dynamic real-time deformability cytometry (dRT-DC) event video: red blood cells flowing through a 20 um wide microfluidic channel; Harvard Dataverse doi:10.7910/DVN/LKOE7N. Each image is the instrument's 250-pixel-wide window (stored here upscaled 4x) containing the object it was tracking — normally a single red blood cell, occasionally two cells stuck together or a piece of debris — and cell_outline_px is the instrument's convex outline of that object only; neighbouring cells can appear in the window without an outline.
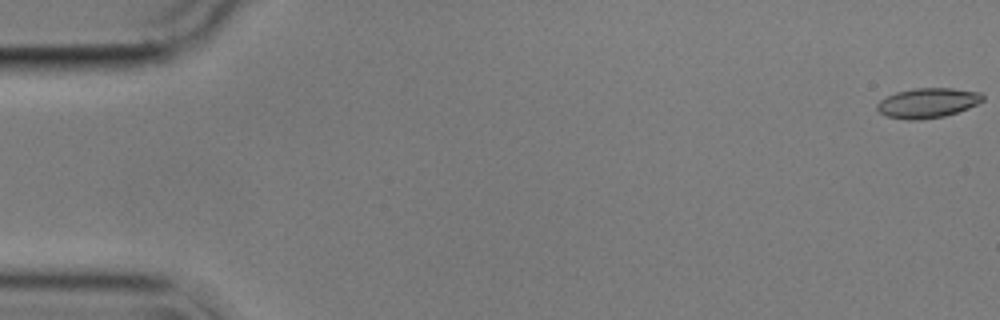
{"species": "common noctule bat (a hibernating species)", "species_latin": "Nyctalus noctula", "temperature_condition": "cold", "stored_images_in_passage": 57, "camera_frame_rate_fps": 3000, "um_per_image_px": 0.085, "animal": {"sex": "male", "body_mass_g": 17.9}, "frame": {"image": 1, "passage_image": 1, "time_ms": 0.0, "image_size_px": [1000, 320], "cell_outline_px": [[984, 100], [968, 108], [944, 116], [920, 120], [908, 120], [888, 116], [880, 112], [876, 108], [876, 104], [880, 100], [896, 92], [916, 88], [952, 88], [980, 92], [984, 96]], "centroid_in_image_um": [78.85, 8.74], "position_along_channel_um": 6.1, "area_um2": 18.26}}
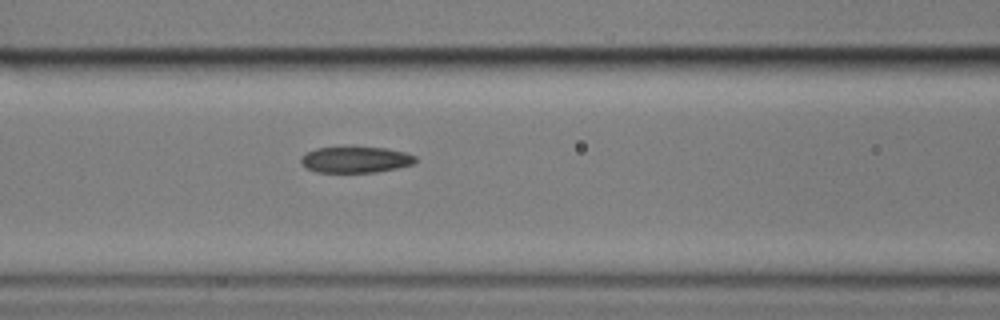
{"frame": {"image": 2, "passage_image": 24, "time_ms": 7.667, "image_size_px": [1000, 320], "cell_outline_px": [[416, 164], [376, 172], [316, 172], [308, 168], [300, 160], [300, 156], [316, 148], [388, 148], [404, 152], [416, 156]], "centroid_in_image_um": [30.26, 13.58], "position_along_channel_um": 136.3, "area_um2": 17.17}}
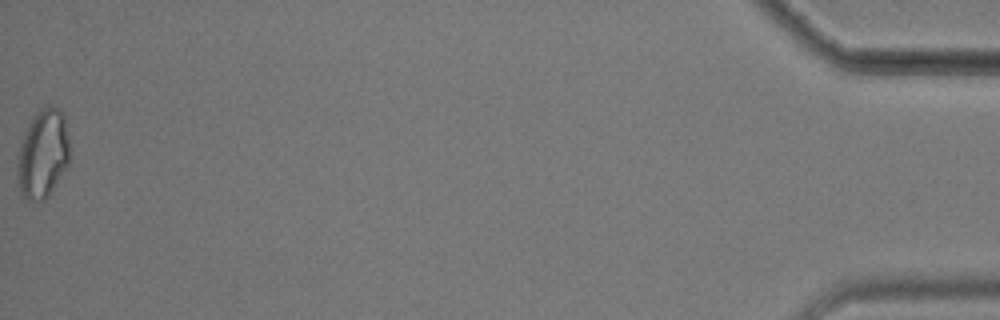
{"frame": {"image": 3, "passage_image": 57, "time_ms": 18.667, "image_size_px": [1000, 320], "cell_outline_px": [[68, 164], [52, 192], [44, 200], [24, 200], [20, 196], [16, 184], [16, 156], [24, 132], [32, 116], [40, 108], [48, 104], [64, 112], [68, 140]], "centroid_in_image_um": [3.58, 13.1], "position_along_channel_um": 431.6, "area_um2": 27.8}, "authors_computed_cell_mechanics": {"area_um2": 18.5538, "velocity_mm_per_s": 3.5617, "shape_relaxation_time_tau1_ms": null, "shape_relaxation_time_tau2_ms": 4.6856, "deformation_change_tau1": null, "deformation_change_tau2": 0.1043}}